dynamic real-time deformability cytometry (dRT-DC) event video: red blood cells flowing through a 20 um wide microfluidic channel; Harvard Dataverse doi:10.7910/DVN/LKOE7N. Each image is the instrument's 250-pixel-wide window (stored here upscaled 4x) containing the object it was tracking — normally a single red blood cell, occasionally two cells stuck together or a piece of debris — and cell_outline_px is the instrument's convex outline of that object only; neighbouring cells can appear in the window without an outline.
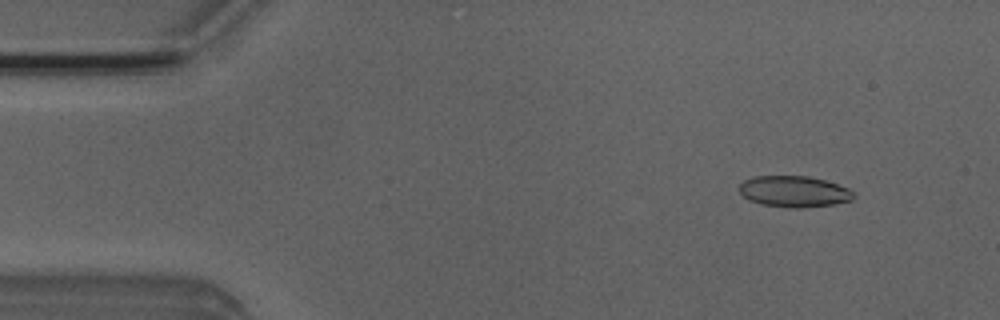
{"species": "Egyptian fruit bat (a non-hibernating species)", "species_latin": "Rousettus aegyptiacus", "temperature_condition": "room temperature", "stored_images_in_passage": 8, "camera_frame_rate_fps": 3000, "um_per_image_px": 0.085, "animal": {"sex": "male"}, "frame": {"image": 1, "passage_image": 4, "time_ms": 1.0, "image_size_px": [1000, 320], "cell_outline_px": [[852, 200], [832, 204], [800, 208], [788, 208], [760, 204], [748, 200], [740, 192], [740, 184], [744, 180], [752, 176], [808, 176], [824, 180], [848, 188], [852, 192]], "centroid_in_image_um": [67.44, 16.28], "position_along_channel_um": 17.6, "area_um2": 20.63}}